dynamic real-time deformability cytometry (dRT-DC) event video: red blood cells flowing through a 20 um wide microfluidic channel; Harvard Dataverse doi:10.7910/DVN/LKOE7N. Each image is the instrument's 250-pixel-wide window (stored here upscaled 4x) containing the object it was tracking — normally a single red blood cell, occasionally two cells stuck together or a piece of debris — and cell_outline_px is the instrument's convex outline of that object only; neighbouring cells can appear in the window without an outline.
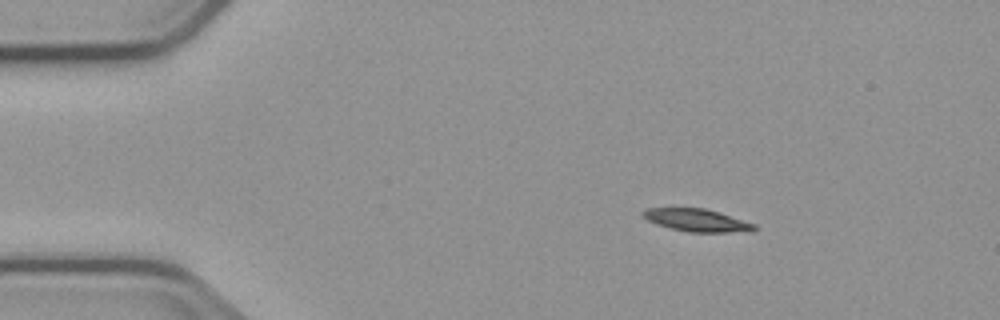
{"species": "common noctule bat (a hibernating species)", "species_latin": "Nyctalus noctula", "temperature_condition": "cold", "stored_images_in_passage": 3, "segment_of_instrument_passage": [2, 2], "camera_frame_rate_fps": 3000, "um_per_image_px": 0.085, "animal": {"sex": "male", "body_mass_g": 23.1, "forearm_length_mm": 52.7}, "frame": {"image": 1, "passage_image": 3, "time_ms": 6.333, "image_size_px": [1000, 320], "cell_outline_px": [[756, 228], [728, 232], [688, 232], [656, 224], [648, 220], [640, 212], [644, 208], [704, 208], [756, 224]], "centroid_in_image_um": [59.13, 18.7], "position_along_channel_um": 25.9, "area_um2": 14.22}}